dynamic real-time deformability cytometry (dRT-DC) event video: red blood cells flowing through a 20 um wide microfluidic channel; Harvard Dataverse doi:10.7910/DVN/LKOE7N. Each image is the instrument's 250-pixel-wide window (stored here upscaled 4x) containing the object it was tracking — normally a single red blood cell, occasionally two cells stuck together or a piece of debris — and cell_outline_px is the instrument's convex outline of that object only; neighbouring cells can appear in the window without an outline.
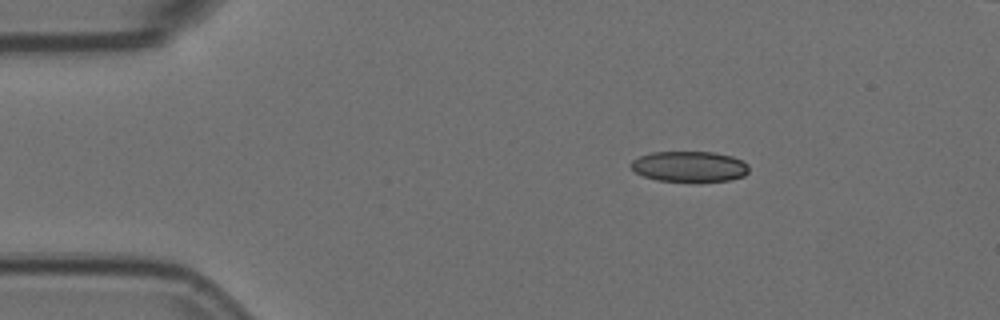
{"species": "Egyptian fruit bat (a non-hibernating species)", "species_latin": "Rousettus aegyptiacus", "temperature_condition": "room temperature", "stored_images_in_passage": 4, "camera_frame_rate_fps": 3000, "um_per_image_px": 0.085, "animal": {"sex": "female"}, "frame": {"image": 1, "passage_image": 1, "time_ms": 0.0, "image_size_px": [1000, 320], "cell_outline_px": [[748, 172], [744, 176], [732, 180], [656, 180], [644, 176], [636, 172], [628, 164], [632, 160], [640, 156], [652, 152], [712, 152], [732, 156], [748, 164]], "centroid_in_image_um": [58.59, 14.13], "position_along_channel_um": 26.4, "area_um2": 20.69}}